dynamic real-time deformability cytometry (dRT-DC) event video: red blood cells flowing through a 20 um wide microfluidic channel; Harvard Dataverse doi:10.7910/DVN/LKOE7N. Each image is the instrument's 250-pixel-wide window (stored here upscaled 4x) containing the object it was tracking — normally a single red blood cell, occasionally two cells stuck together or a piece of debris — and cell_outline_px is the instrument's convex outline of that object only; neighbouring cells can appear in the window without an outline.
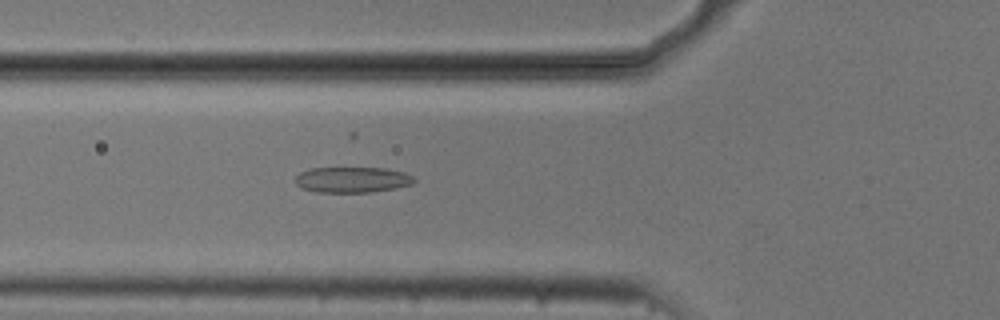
{"species": "common noctule bat (a hibernating species)", "species_latin": "Nyctalus noctula", "temperature_condition": "cold", "stored_images_in_passage": 40, "camera_frame_rate_fps": 3000, "um_per_image_px": 0.085, "animal": {"sex": "male", "body_mass_g": 20.5, "forearm_length_mm": 52.5}, "frame": {"image": 1, "passage_image": 6, "time_ms": 1.667, "image_size_px": [1000, 320], "cell_outline_px": [[416, 180], [412, 184], [396, 188], [368, 192], [316, 192], [304, 188], [296, 184], [296, 176], [300, 172], [312, 168], [388, 168], [404, 172], [412, 176]], "centroid_in_image_um": [29.97, 15.27], "position_along_channel_um": 95.8, "area_um2": 17.69}}
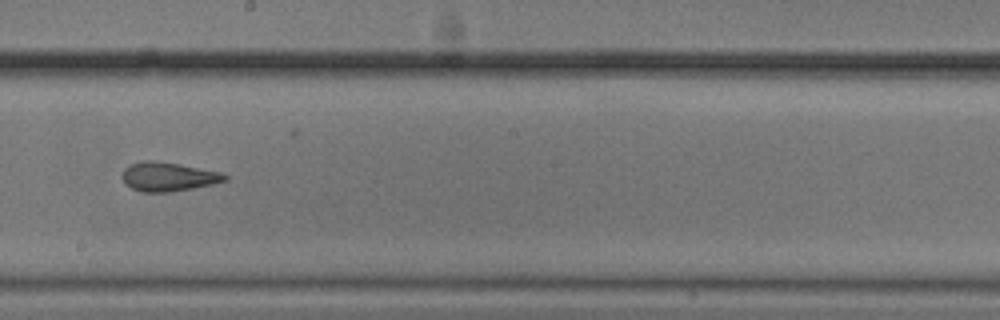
{"frame": {"image": 2, "passage_image": 17, "time_ms": 5.333, "image_size_px": [1000, 320], "cell_outline_px": [[228, 180], [212, 184], [192, 188], [168, 192], [140, 192], [124, 184], [120, 176], [124, 168], [128, 164], [144, 160], [152, 160], [176, 164], [220, 172], [228, 176]], "centroid_in_image_um": [14.22, 15.02], "position_along_channel_um": 234.0, "area_um2": 17.34}}
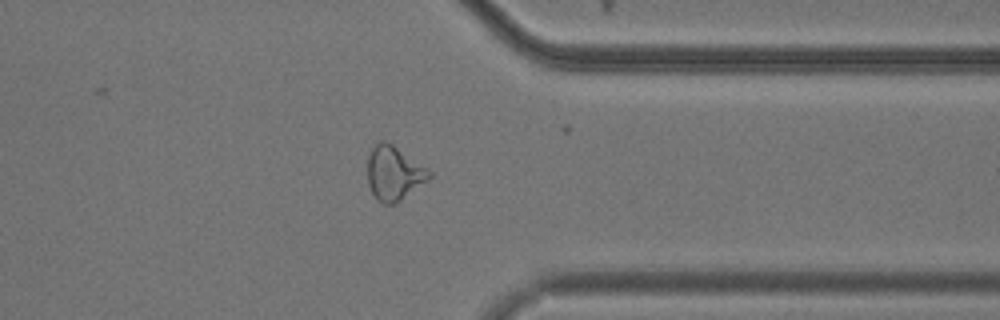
{"frame": {"image": 3, "passage_image": 29, "time_ms": 9.333, "image_size_px": [1000, 320], "cell_outline_px": [[432, 176], [428, 180], [396, 204], [384, 204], [376, 200], [368, 184], [368, 156], [372, 148], [380, 140], [384, 140], [392, 144], [432, 172]], "centroid_in_image_um": [33.47, 14.74], "position_along_channel_um": 377.9, "area_um2": 19.36}, "authors_computed_cell_mechanics": {"area_um2": 18.0047, "velocity_mm_per_s": 3.7411, "shape_relaxation_time_tau1_ms": 7.4803, "shape_relaxation_time_tau2_ms": 2.0877, "deformation_change_tau1": 0.1783, "deformation_change_tau2": 0.097}}